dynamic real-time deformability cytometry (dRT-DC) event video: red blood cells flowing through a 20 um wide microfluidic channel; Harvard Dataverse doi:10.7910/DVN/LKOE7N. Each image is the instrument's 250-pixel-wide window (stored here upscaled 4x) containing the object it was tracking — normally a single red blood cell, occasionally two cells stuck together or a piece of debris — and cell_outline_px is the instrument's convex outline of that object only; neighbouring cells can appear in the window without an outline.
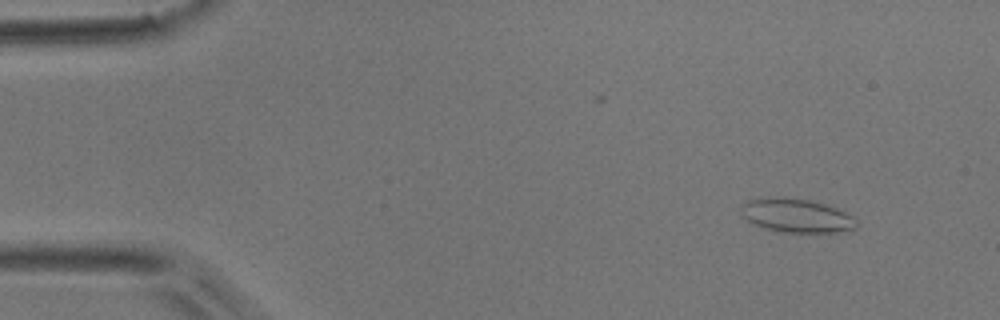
{"species": "common noctule bat (a hibernating species)", "species_latin": "Nyctalus noctula", "temperature_condition": "room temperature", "stored_images_in_passage": 3, "camera_frame_rate_fps": 3000, "um_per_image_px": 0.085, "animal": {"sex": "male", "body_mass_g": 17.9}, "frame": {"image": 1, "passage_image": 2, "time_ms": 1.333, "image_size_px": [1000, 320], "cell_outline_px": [[856, 228], [852, 232], [784, 232], [752, 224], [740, 212], [740, 204], [748, 200], [768, 196], [784, 196], [808, 200], [824, 204], [836, 208], [852, 216], [856, 220]], "centroid_in_image_um": [67.69, 18.31], "position_along_channel_um": 17.3, "area_um2": 22.95}}